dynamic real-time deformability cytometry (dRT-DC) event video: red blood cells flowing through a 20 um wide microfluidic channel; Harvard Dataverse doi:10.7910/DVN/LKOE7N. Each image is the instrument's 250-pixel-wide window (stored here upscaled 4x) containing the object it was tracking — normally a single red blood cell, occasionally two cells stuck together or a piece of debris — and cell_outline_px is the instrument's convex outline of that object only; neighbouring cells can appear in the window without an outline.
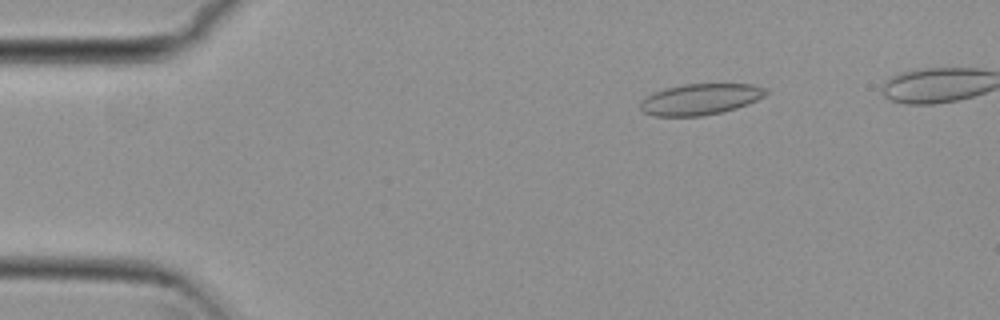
{"species": "common noctule bat (a hibernating species)", "species_latin": "Nyctalus noctula", "temperature_condition": "cold", "stored_images_in_passage": 48, "camera_frame_rate_fps": 3000, "um_per_image_px": 0.085, "animal": {"sex": "female", "body_mass_g": 29.2, "forearm_length_mm": 56.3}, "frame": {"image": 1, "passage_image": 7, "time_ms": 2.0, "image_size_px": [1000, 320], "cell_outline_px": [[768, 92], [764, 96], [748, 104], [736, 108], [704, 116], [652, 116], [644, 112], [640, 108], [640, 104], [652, 92], [664, 88], [684, 84], [752, 84], [768, 88]], "centroid_in_image_um": [59.54, 8.43], "position_along_channel_um": 25.5, "area_um2": 22.77}}
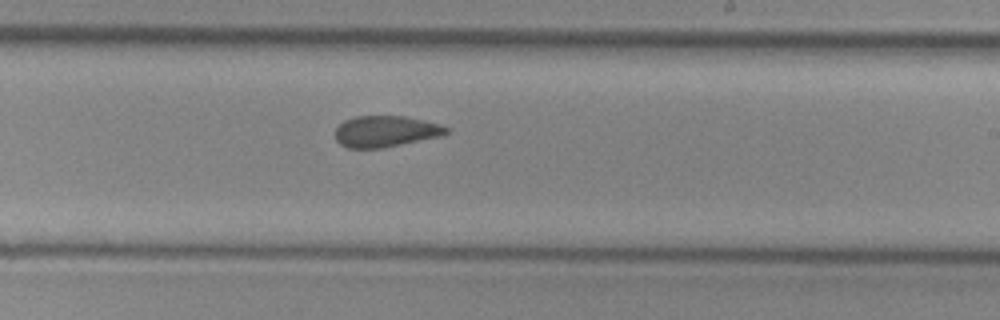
{"frame": {"image": 2, "passage_image": 31, "time_ms": 10.0, "image_size_px": [1000, 320], "cell_outline_px": [[448, 132], [444, 136], [384, 148], [348, 148], [340, 144], [336, 140], [336, 128], [344, 120], [356, 116], [404, 116], [424, 120], [440, 124], [448, 128]], "centroid_in_image_um": [32.8, 11.17], "position_along_channel_um": 256.2, "area_um2": 20.4}}
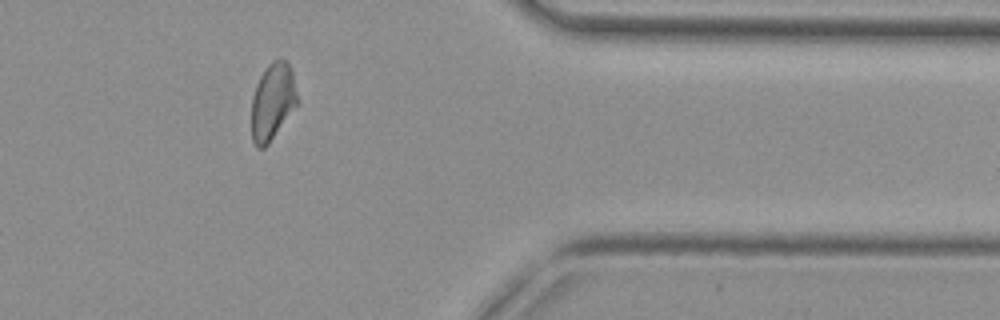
{"frame": {"image": 3, "passage_image": 43, "time_ms": 14.0, "image_size_px": [1000, 320], "cell_outline_px": [[300, 100], [268, 144], [264, 148], [256, 148], [252, 140], [252, 96], [256, 84], [264, 68], [272, 60], [280, 56], [284, 56], [292, 68]], "centroid_in_image_um": [23.2, 8.55], "position_along_channel_um": 388.2, "area_um2": 21.04}, "authors_computed_cell_mechanics": {"area_um2": 21.4149, "velocity_mm_per_s": 3.801, "shape_relaxation_time_tau1_ms": null, "shape_relaxation_time_tau2_ms": 2.7891, "deformation_change_tau1": null, "deformation_change_tau2": 0.0793}}